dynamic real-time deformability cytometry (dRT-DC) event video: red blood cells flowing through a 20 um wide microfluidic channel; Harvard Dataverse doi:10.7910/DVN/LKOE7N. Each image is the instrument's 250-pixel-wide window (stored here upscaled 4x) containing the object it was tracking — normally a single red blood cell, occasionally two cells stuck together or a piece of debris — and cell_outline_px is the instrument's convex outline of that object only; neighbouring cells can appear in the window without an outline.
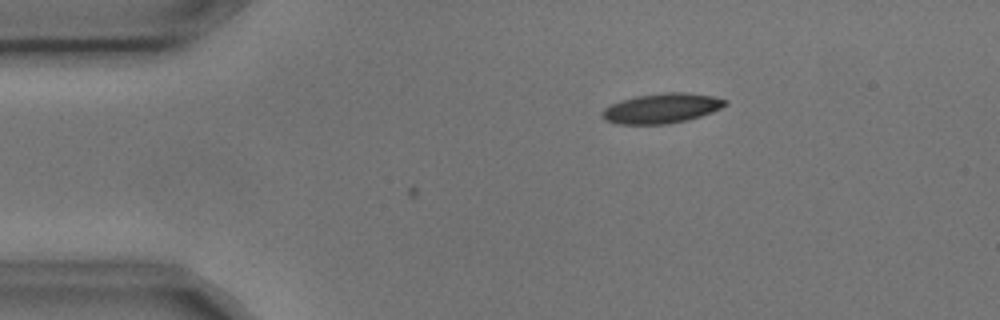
{"species": "common noctule bat (a hibernating species)", "species_latin": "Nyctalus noctula", "temperature_condition": "cold", "stored_images_in_passage": 4, "camera_frame_rate_fps": 3000, "um_per_image_px": 0.085, "animal": {"sex": "male", "body_mass_g": 17.9, "forearm_length_mm": 54.2}, "frame": {"image": 1, "passage_image": 1, "time_ms": 0.0, "image_size_px": [1000, 320], "cell_outline_px": [[728, 104], [712, 112], [688, 120], [668, 124], [616, 124], [604, 120], [600, 116], [604, 108], [620, 100], [636, 96], [664, 92], [688, 92], [712, 96], [728, 100]], "centroid_in_image_um": [56.23, 9.2], "position_along_channel_um": 28.8, "area_um2": 21.62}}
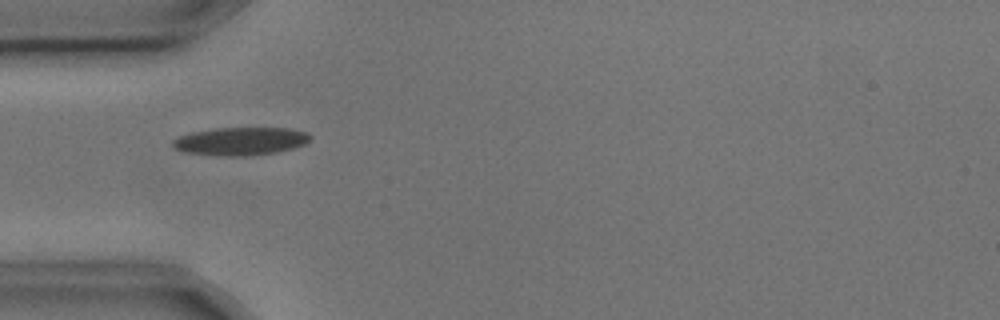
{"frame": {"image": 2, "passage_image": 3, "time_ms": 0.667, "image_size_px": [1000, 320], "cell_outline_px": [[312, 136], [304, 144], [292, 148], [276, 152], [248, 156], [228, 156], [184, 152], [176, 148], [172, 144], [172, 140], [180, 136], [192, 132], [216, 128], [288, 128], [308, 132]], "centroid_in_image_um": [20.46, 12.0], "position_along_channel_um": 64.5, "area_um2": 22.25}}